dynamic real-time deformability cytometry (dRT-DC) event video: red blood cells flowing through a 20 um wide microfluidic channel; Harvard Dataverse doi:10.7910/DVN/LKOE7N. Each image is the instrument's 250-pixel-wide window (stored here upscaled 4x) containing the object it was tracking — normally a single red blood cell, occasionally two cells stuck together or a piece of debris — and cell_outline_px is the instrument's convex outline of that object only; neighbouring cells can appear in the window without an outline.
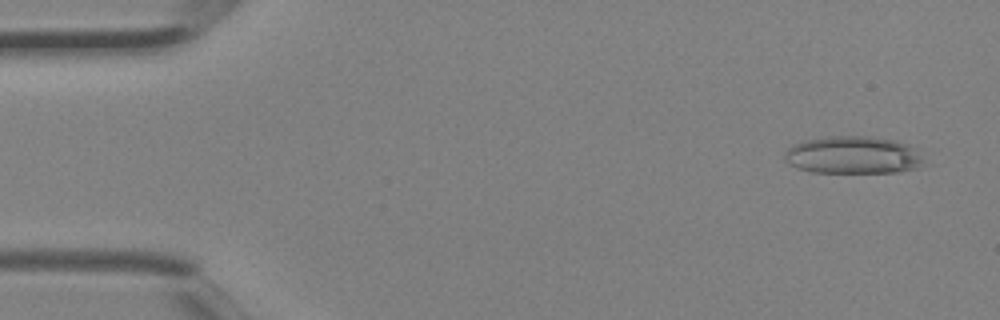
{"species": "Egyptian fruit bat (a non-hibernating species)", "species_latin": "Rousettus aegyptiacus", "temperature_condition": "room temperature", "stored_images_in_passage": 4, "camera_frame_rate_fps": 3000, "um_per_image_px": 0.085, "animal": {"sex": "female"}, "frame": {"image": 1, "passage_image": 1, "time_ms": 0.0, "image_size_px": [1000, 320], "cell_outline_px": [[924, 164], [916, 168], [896, 172], [812, 172], [796, 168], [788, 164], [784, 160], [784, 152], [792, 144], [804, 140], [832, 136], [872, 136], [896, 140], [908, 144], [916, 148], [924, 160]], "centroid_in_image_um": [72.5, 13.17], "position_along_channel_um": 12.5, "area_um2": 30.81}}